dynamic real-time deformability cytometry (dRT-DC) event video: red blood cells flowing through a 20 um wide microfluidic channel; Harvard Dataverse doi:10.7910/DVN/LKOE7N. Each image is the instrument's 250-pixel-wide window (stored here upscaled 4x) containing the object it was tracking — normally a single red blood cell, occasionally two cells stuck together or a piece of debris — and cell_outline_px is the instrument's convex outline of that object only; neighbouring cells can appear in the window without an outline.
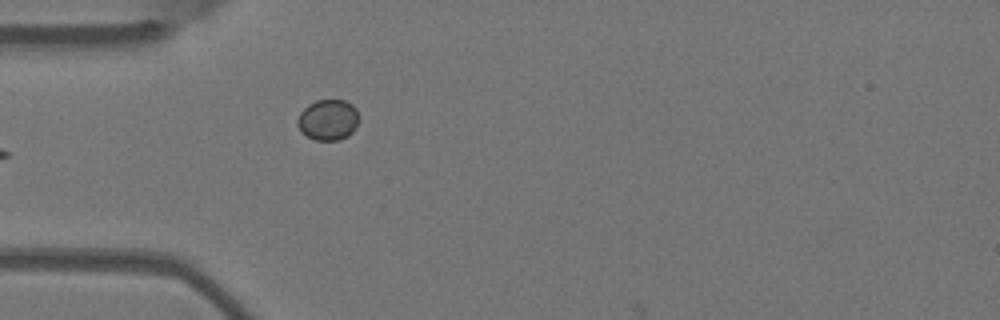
{"species": "Egyptian fruit bat (a non-hibernating species)", "species_latin": "Rousettus aegyptiacus", "temperature_condition": "warm", "stored_images_in_passage": 4, "camera_frame_rate_fps": 3000, "um_per_image_px": 0.085, "animal": {"sex": "female"}, "frame": {"image": 1, "passage_image": 4, "time_ms": 1.0, "image_size_px": [1000, 320], "cell_outline_px": [[360, 120], [356, 128], [348, 136], [340, 140], [316, 140], [300, 132], [296, 124], [296, 120], [300, 112], [308, 104], [316, 100], [344, 100], [352, 104], [356, 108], [360, 116]], "centroid_in_image_um": [27.9, 10.18], "position_along_channel_um": 57.1, "area_um2": 14.97}}